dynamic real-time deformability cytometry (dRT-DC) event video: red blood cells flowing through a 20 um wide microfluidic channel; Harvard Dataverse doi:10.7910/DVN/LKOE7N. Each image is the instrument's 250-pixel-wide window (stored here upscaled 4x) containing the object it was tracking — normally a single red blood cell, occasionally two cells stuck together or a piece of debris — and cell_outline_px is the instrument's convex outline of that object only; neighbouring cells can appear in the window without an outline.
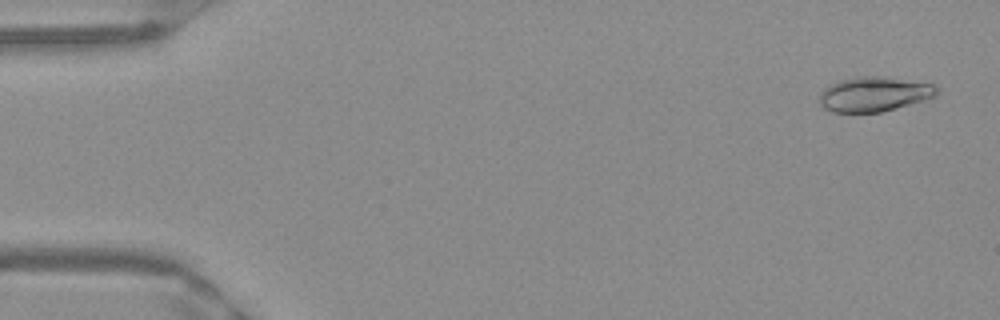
{"species": "Egyptian fruit bat (a non-hibernating species)", "species_latin": "Rousettus aegyptiacus", "temperature_condition": "warm", "stored_images_in_passage": 51, "camera_frame_rate_fps": 3000, "um_per_image_px": 0.085, "frame": {"image": 1, "passage_image": 2, "time_ms": 0.333, "image_size_px": [1000, 320], "cell_outline_px": [[940, 92], [936, 96], [924, 100], [880, 112], [832, 112], [824, 108], [820, 104], [820, 92], [828, 84], [840, 80], [856, 76], [884, 76], [936, 84], [940, 88]], "centroid_in_image_um": [74.32, 7.98], "position_along_channel_um": 10.7, "area_um2": 24.04}}
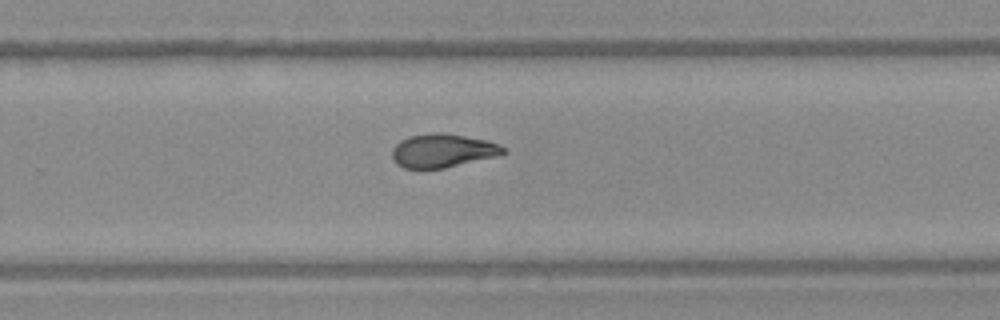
{"frame": {"image": 2, "passage_image": 33, "time_ms": 10.667, "image_size_px": [1000, 320], "cell_outline_px": [[508, 152], [496, 156], [444, 168], [404, 168], [396, 164], [392, 160], [392, 148], [400, 140], [408, 136], [436, 132], [444, 132], [488, 140], [508, 148]], "centroid_in_image_um": [37.63, 12.79], "position_along_channel_um": 292.2, "area_um2": 21.96}}
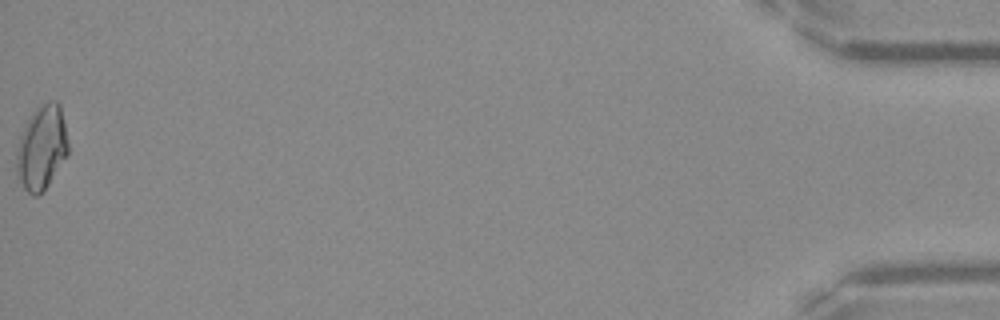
{"frame": {"image": 3, "passage_image": 51, "time_ms": 16.667, "image_size_px": [1000, 320], "cell_outline_px": [[68, 156], [48, 184], [36, 196], [32, 196], [16, 180], [16, 148], [20, 136], [32, 112], [36, 108], [48, 100], [56, 100], [60, 104], [68, 144]], "centroid_in_image_um": [3.52, 12.56], "position_along_channel_um": 431.7, "area_um2": 25.49}, "authors_computed_cell_mechanics": {"area_um2": 22.253, "velocity_mm_per_s": 3.9758, "shape_relaxation_time_tau1_ms": 9.9484, "shape_relaxation_time_tau2_ms": 1.9826, "deformation_change_tau1": 0.2544, "deformation_change_tau2": 0.0708}}